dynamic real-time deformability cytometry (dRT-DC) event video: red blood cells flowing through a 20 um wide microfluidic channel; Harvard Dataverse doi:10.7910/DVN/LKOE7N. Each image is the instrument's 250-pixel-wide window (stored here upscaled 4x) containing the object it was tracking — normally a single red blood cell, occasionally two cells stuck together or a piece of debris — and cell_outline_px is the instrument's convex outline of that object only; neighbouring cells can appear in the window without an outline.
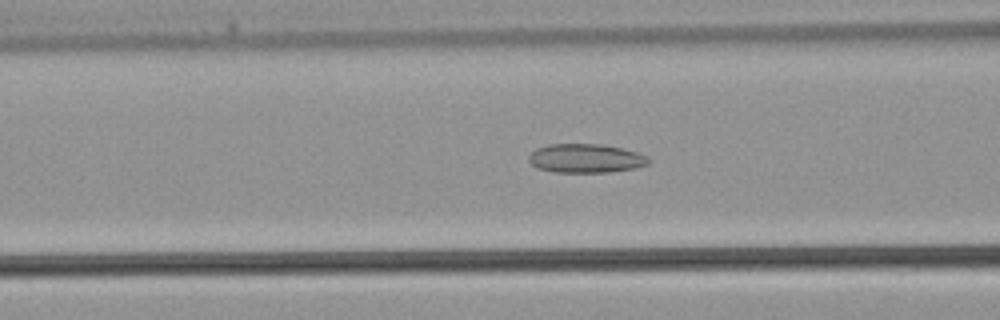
{"species": "common noctule bat (a hibernating species)", "species_latin": "Nyctalus noctula", "temperature_condition": "warm", "stored_images_in_passage": 42, "camera_frame_rate_fps": 3000, "um_per_image_px": 0.085, "animal": {"sex": "male", "body_mass_g": 21.5, "forearm_length_mm": 52.0}, "frame": {"image": 1, "passage_image": 16, "time_ms": 5.0, "image_size_px": [1000, 320], "cell_outline_px": [[652, 160], [648, 164], [636, 168], [608, 172], [556, 172], [536, 168], [528, 160], [528, 156], [536, 148], [548, 144], [600, 144], [620, 148], [636, 152], [648, 156]], "centroid_in_image_um": [49.79, 13.46], "position_along_channel_um": 116.8, "area_um2": 20.23}}
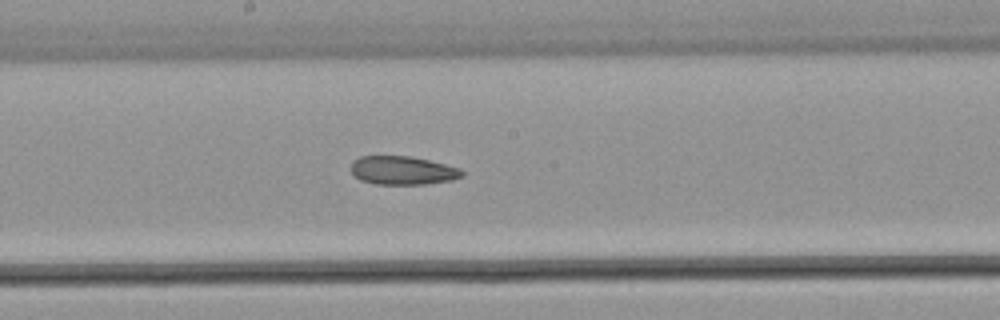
{"frame": {"image": 2, "passage_image": 22, "time_ms": 7.0, "image_size_px": [1000, 320], "cell_outline_px": [[464, 176], [452, 180], [424, 184], [376, 184], [360, 180], [352, 172], [352, 164], [360, 156], [412, 156], [460, 168], [464, 172]], "centroid_in_image_um": [34.26, 14.49], "position_along_channel_um": 213.9, "area_um2": 18.32}}
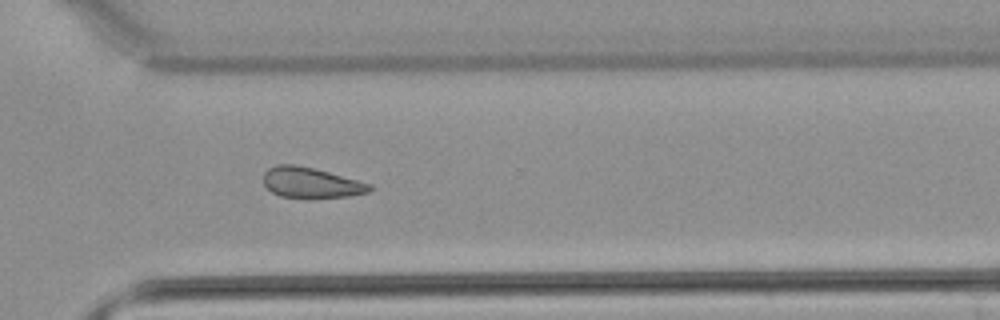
{"frame": {"image": 3, "passage_image": 30, "time_ms": 9.667, "image_size_px": [1000, 320], "cell_outline_px": [[372, 188], [368, 192], [348, 196], [308, 200], [280, 196], [272, 192], [264, 184], [264, 172], [268, 168], [276, 164], [296, 164], [328, 172], [372, 184]], "centroid_in_image_um": [26.41, 15.56], "position_along_channel_um": 344.2, "area_um2": 19.25}}